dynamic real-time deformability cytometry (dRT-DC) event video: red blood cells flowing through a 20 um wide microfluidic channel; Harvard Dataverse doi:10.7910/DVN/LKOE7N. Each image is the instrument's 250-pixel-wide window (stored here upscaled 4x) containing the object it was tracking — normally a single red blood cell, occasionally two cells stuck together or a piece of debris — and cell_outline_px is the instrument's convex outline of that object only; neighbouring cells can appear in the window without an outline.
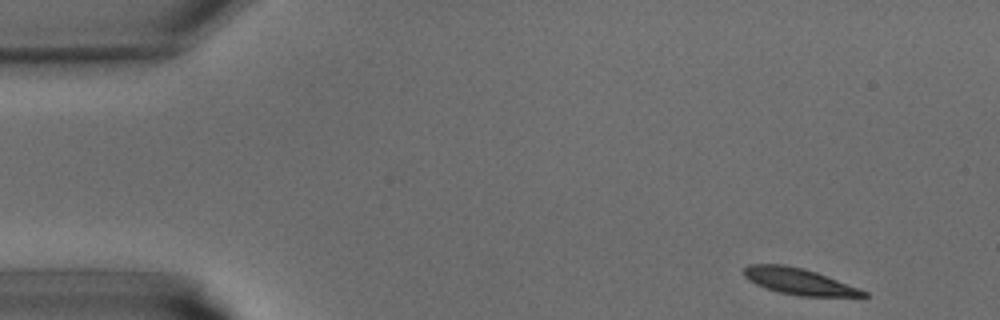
{"species": "common noctule bat (a hibernating species)", "species_latin": "Nyctalus noctula", "temperature_condition": "warm", "stored_images_in_passage": 38, "camera_frame_rate_fps": 3000, "um_per_image_px": 0.085, "animal": {"sex": "male", "body_mass_g": 15.6}, "frame": {"image": 1, "passage_image": 1, "time_ms": 0.0, "image_size_px": [1000, 320], "cell_outline_px": [[868, 296], [800, 296], [780, 292], [756, 284], [748, 280], [744, 276], [744, 268], [748, 264], [784, 264], [804, 268], [816, 272], [860, 288], [868, 292]], "centroid_in_image_um": [67.91, 23.9], "position_along_channel_um": 17.1, "area_um2": 18.21}}
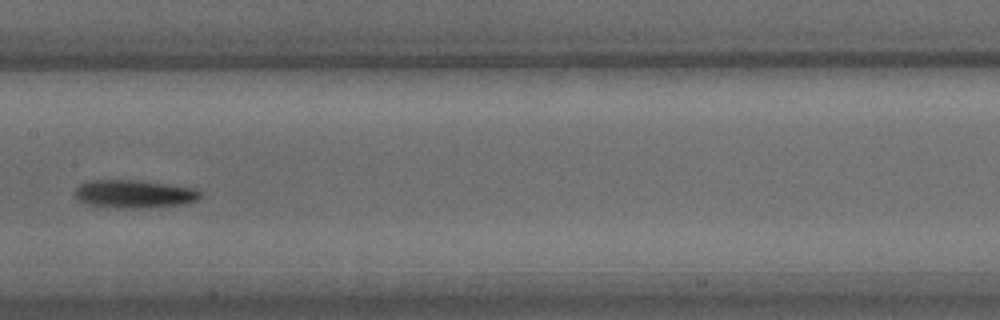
{"frame": {"image": 2, "passage_image": 18, "time_ms": 5.667, "image_size_px": [1000, 320], "cell_outline_px": [[204, 192], [196, 200], [184, 204], [136, 208], [120, 208], [88, 204], [80, 200], [76, 196], [76, 188], [80, 184], [88, 180], [144, 180], [196, 188]], "centroid_in_image_um": [11.46, 16.46], "position_along_channel_um": 195.9, "area_um2": 20.52}}
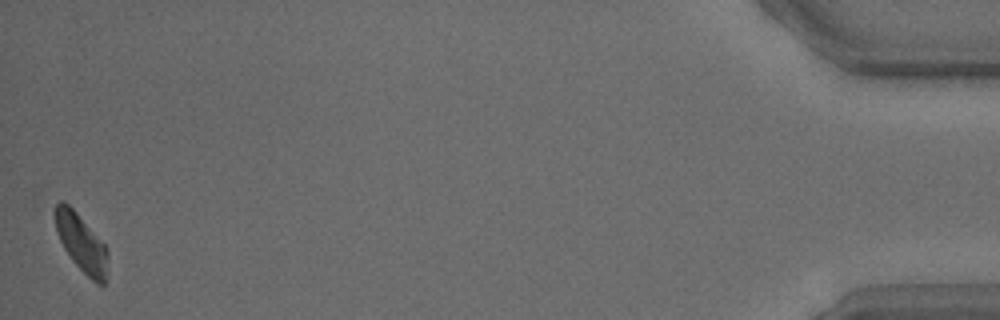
{"frame": {"image": 3, "passage_image": 38, "time_ms": 12.333, "image_size_px": [1000, 320], "cell_outline_px": [[108, 256], [104, 284], [96, 284], [72, 260], [64, 248], [56, 232], [52, 212], [56, 204], [60, 200], [64, 200], [76, 212], [104, 244], [108, 252]], "centroid_in_image_um": [6.86, 20.6], "position_along_channel_um": 428.3, "area_um2": 17.57}}